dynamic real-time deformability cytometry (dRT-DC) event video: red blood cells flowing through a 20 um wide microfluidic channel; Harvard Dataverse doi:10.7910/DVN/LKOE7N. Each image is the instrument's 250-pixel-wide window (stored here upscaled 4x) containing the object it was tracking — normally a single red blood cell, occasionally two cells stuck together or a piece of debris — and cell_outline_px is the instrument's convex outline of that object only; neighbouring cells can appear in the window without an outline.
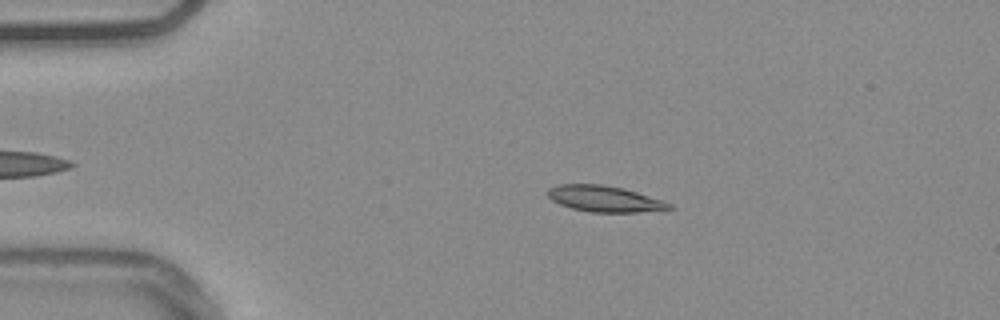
{"species": "common noctule bat (a hibernating species)", "species_latin": "Nyctalus noctula", "temperature_condition": "warm", "stored_images_in_passage": 37, "camera_frame_rate_fps": 3000, "um_per_image_px": 0.085, "animal": {"sex": "male", "body_mass_g": 20.4}, "frame": {"image": 1, "passage_image": 1, "time_ms": 0.0, "image_size_px": [1000, 320], "cell_outline_px": [[676, 208], [636, 212], [592, 212], [572, 208], [560, 204], [552, 200], [548, 196], [548, 188], [556, 184], [600, 184], [624, 188], [672, 204]], "centroid_in_image_um": [51.35, 16.89], "position_along_channel_um": 33.6, "area_um2": 18.26}}
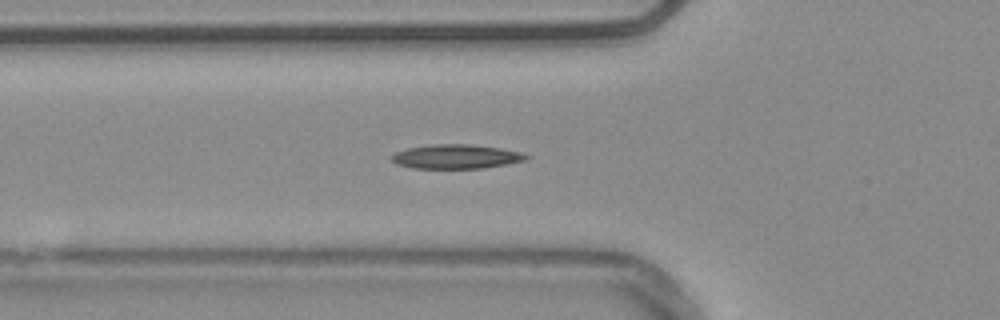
{"frame": {"image": 2, "passage_image": 9, "time_ms": 2.667, "image_size_px": [1000, 320], "cell_outline_px": [[532, 156], [524, 160], [508, 164], [484, 168], [412, 168], [396, 164], [388, 156], [392, 152], [408, 148], [432, 144], [468, 144], [500, 148], [520, 152]], "centroid_in_image_um": [38.72, 13.31], "position_along_channel_um": 87.1, "area_um2": 19.13}}